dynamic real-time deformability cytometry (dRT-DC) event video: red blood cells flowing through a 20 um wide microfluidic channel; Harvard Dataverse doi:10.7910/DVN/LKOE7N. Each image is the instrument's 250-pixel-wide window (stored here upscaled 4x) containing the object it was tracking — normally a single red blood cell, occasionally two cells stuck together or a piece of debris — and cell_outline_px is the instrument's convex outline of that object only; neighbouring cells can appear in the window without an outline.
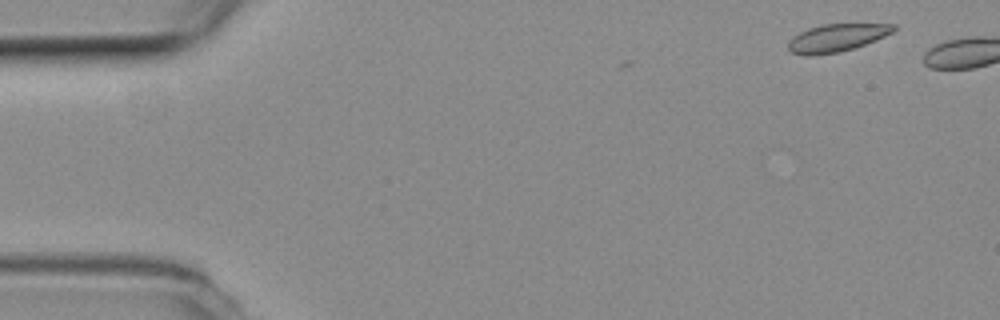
{"species": "common noctule bat (a hibernating species)", "species_latin": "Nyctalus noctula", "temperature_condition": "room temperature", "stored_images_in_passage": 3, "camera_frame_rate_fps": 3000, "um_per_image_px": 0.085, "animal": {"sex": "female", "body_mass_g": 19.3, "forearm_length_mm": 54.1}, "frame": {"image": 1, "passage_image": 1, "time_ms": 0.0, "image_size_px": [1000, 320], "cell_outline_px": [[896, 28], [892, 32], [876, 40], [840, 52], [812, 56], [804, 56], [792, 52], [788, 48], [788, 40], [792, 36], [808, 28], [820, 24], [896, 24]], "centroid_in_image_um": [71.07, 3.22], "position_along_channel_um": 13.9, "area_um2": 17.05}}